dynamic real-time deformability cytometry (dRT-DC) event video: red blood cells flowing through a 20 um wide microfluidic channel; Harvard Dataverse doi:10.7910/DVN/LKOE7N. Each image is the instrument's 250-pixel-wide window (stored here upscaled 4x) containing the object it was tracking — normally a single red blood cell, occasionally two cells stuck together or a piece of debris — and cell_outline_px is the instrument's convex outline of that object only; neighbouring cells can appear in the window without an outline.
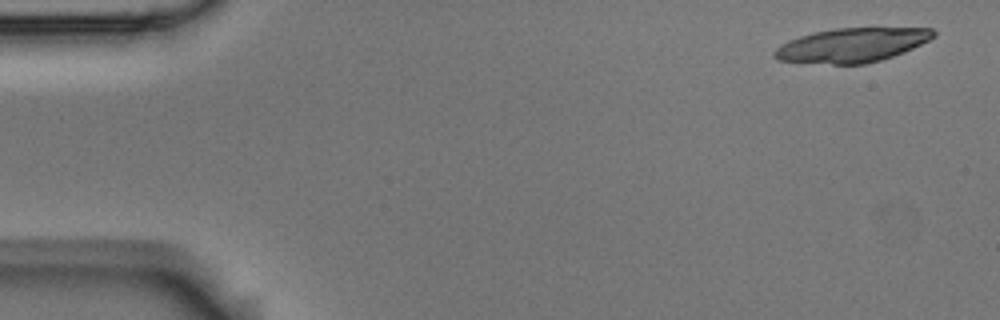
{"species": "Egyptian fruit bat (a non-hibernating species)", "species_latin": "Rousettus aegyptiacus", "temperature_condition": "room temperature", "stored_images_in_passage": 6, "camera_frame_rate_fps": 3000, "um_per_image_px": 0.085, "animal": {"sex": "male"}, "frame": {"image": 1, "passage_image": 1, "time_ms": 0.0, "image_size_px": [1000, 320], "cell_outline_px": [[936, 36], [904, 52], [880, 60], [864, 64], [832, 64], [780, 60], [772, 56], [772, 52], [776, 48], [788, 40], [812, 32], [832, 28], [932, 28], [936, 32]], "centroid_in_image_um": [72.4, 3.82], "position_along_channel_um": 12.6, "area_um2": 31.56}}